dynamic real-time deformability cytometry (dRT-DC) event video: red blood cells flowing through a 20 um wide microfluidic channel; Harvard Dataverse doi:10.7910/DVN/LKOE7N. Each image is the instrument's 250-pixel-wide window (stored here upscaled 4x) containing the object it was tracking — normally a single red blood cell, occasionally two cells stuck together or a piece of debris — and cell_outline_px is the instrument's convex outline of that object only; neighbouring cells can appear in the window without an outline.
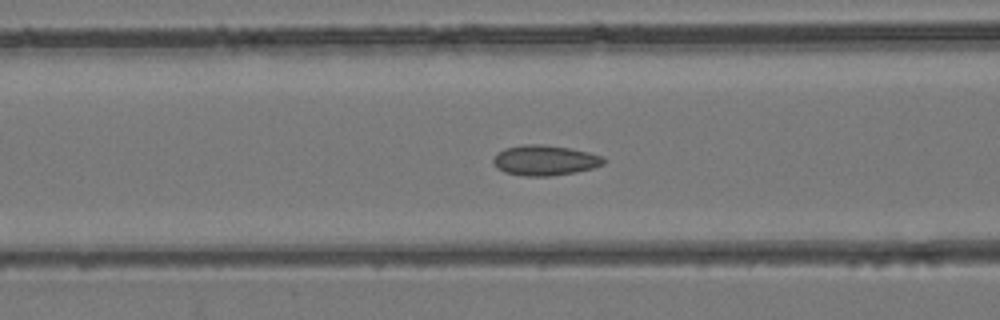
{"species": "common noctule bat (a hibernating species)", "species_latin": "Nyctalus noctula", "temperature_condition": "room temperature", "stored_images_in_passage": 41, "segment_of_instrument_passage": [1, 2], "camera_frame_rate_fps": 3000, "um_per_image_px": 0.085, "animal": {"sex": "female", "body_mass_g": 24.6, "forearm_length_mm": 56.2}, "frame": {"image": 1, "passage_image": 14, "time_ms": 4.333, "image_size_px": [1000, 320], "cell_outline_px": [[608, 160], [604, 164], [592, 168], [576, 172], [552, 176], [524, 176], [504, 172], [496, 168], [492, 160], [496, 152], [504, 148], [524, 144], [540, 144], [568, 148], [588, 152], [604, 156]], "centroid_in_image_um": [46.3, 13.63], "position_along_channel_um": 120.3, "area_um2": 19.71}}
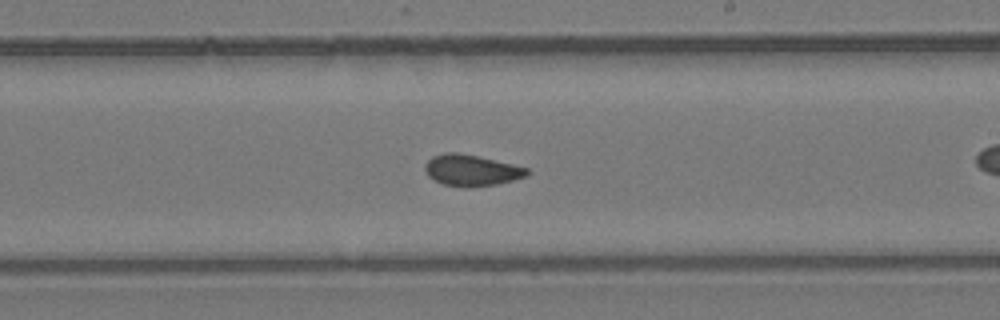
{"frame": {"image": 2, "passage_image": 22, "time_ms": 7.0, "image_size_px": [1000, 320], "cell_outline_px": [[532, 172], [528, 176], [496, 184], [468, 188], [444, 184], [428, 176], [424, 168], [424, 164], [432, 156], [444, 152], [456, 152], [476, 156], [512, 164], [528, 168]], "centroid_in_image_um": [40.07, 14.47], "position_along_channel_um": 248.9, "area_um2": 18.55}}
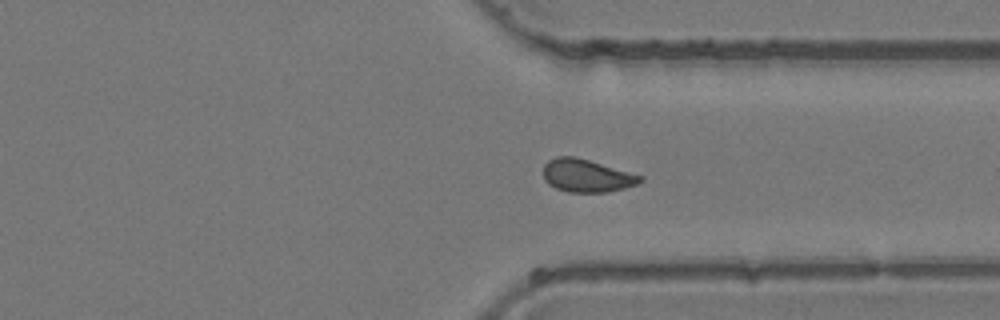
{"frame": {"image": 3, "passage_image": 29, "time_ms": 9.333, "image_size_px": [1000, 320], "cell_outline_px": [[644, 180], [636, 184], [624, 188], [608, 192], [568, 192], [556, 188], [548, 184], [544, 180], [544, 164], [548, 160], [556, 156], [572, 156], [588, 160], [644, 176]], "centroid_in_image_um": [49.86, 14.93], "position_along_channel_um": 361.5, "area_um2": 18.5}}